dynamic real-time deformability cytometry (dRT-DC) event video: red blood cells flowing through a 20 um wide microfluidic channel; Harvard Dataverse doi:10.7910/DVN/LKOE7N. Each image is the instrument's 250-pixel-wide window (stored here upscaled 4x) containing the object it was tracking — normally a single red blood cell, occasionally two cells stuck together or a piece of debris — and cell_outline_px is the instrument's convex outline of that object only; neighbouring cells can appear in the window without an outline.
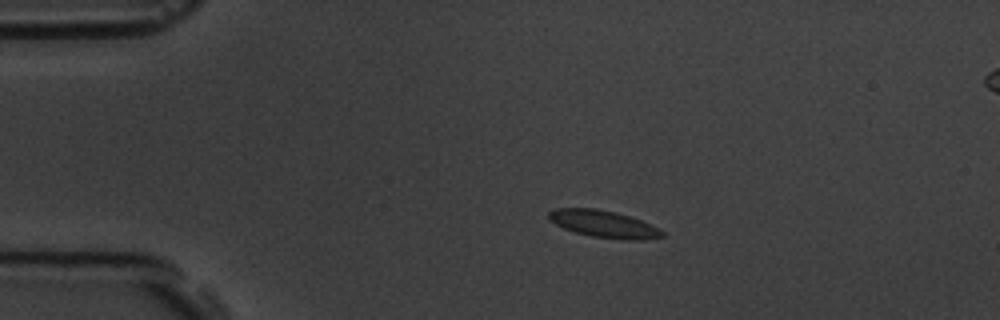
{"species": "common noctule bat (a hibernating species)", "species_latin": "Nyctalus noctula", "temperature_condition": "room temperature", "stored_images_in_passage": 46, "camera_frame_rate_fps": 3000, "um_per_image_px": 0.085, "animal": {"sex": "male", "body_mass_g": 19.5, "forearm_length_mm": 54.6}, "frame": {"image": 1, "passage_image": 1, "time_ms": 0.0, "image_size_px": [1000, 320], "cell_outline_px": [[664, 236], [644, 240], [620, 240], [592, 236], [576, 232], [564, 228], [556, 224], [548, 216], [548, 212], [556, 208], [596, 208], [616, 212], [640, 220], [664, 232]], "centroid_in_image_um": [51.31, 19.04], "position_along_channel_um": 33.7, "area_um2": 17.69}}
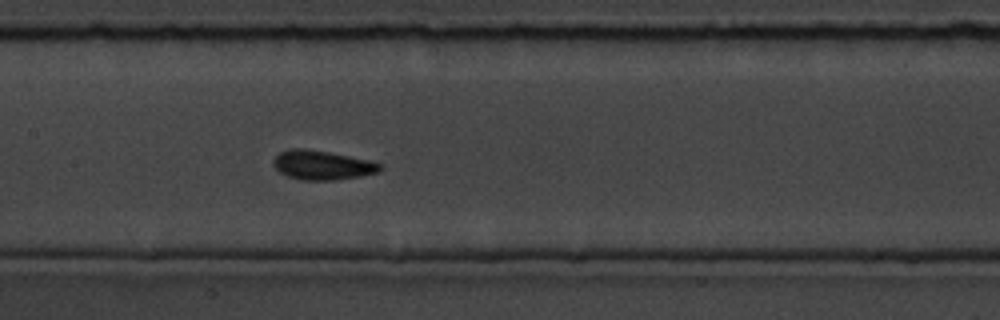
{"frame": {"image": 2, "passage_image": 17, "time_ms": 5.333, "image_size_px": [1000, 320], "cell_outline_px": [[384, 168], [380, 172], [360, 176], [332, 180], [300, 180], [288, 176], [280, 172], [272, 164], [272, 160], [280, 152], [288, 148], [304, 148], [328, 152], [368, 160], [384, 164]], "centroid_in_image_um": [27.4, 14.03], "position_along_channel_um": 180.0, "area_um2": 18.26}}
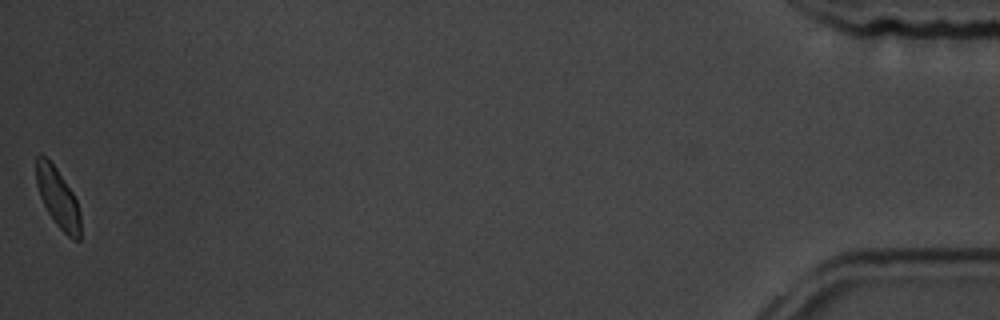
{"frame": {"image": 3, "passage_image": 46, "time_ms": 15.0, "image_size_px": [1000, 320], "cell_outline_px": [[80, 240], [72, 240], [56, 224], [48, 212], [40, 196], [36, 184], [36, 156], [40, 152], [56, 168], [72, 192], [76, 200], [80, 212]], "centroid_in_image_um": [4.91, 16.82], "position_along_channel_um": 430.3, "area_um2": 15.2}, "authors_computed_cell_mechanics": {"area_um2": 17.051, "velocity_mm_per_s": 3.6008, "shape_relaxation_time_tau1_ms": 2.7834, "shape_relaxation_time_tau2_ms": null, "deformation_change_tau1": 0.0684, "deformation_change_tau2": null}}